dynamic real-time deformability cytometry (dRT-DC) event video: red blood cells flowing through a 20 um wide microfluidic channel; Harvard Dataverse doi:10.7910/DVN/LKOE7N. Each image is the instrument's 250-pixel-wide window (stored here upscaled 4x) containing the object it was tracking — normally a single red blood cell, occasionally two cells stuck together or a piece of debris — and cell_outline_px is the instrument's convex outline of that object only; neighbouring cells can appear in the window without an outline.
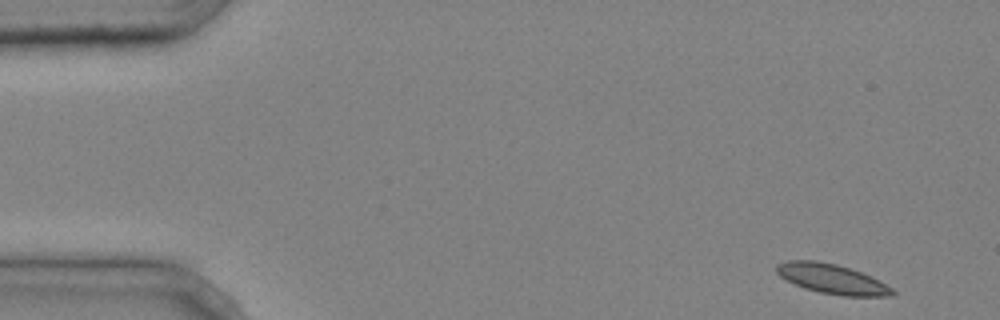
{"species": "common noctule bat (a hibernating species)", "species_latin": "Nyctalus noctula", "temperature_condition": "cold", "stored_images_in_passage": 4, "camera_frame_rate_fps": 3000, "um_per_image_px": 0.085, "animal": {"sex": "male", "body_mass_g": 20.4}, "frame": {"image": 1, "passage_image": 1, "time_ms": 0.0, "image_size_px": [1000, 320], "cell_outline_px": [[896, 292], [892, 296], [844, 296], [820, 292], [804, 288], [784, 280], [776, 272], [776, 264], [788, 260], [816, 260], [836, 264], [860, 272], [892, 288]], "centroid_in_image_um": [70.65, 23.7], "position_along_channel_um": 14.4, "area_um2": 19.88}}
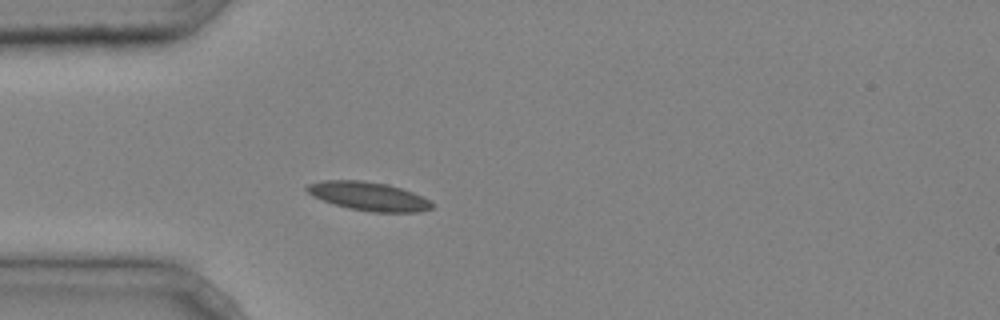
{"frame": {"image": 2, "passage_image": 4, "time_ms": 1.0, "image_size_px": [1000, 320], "cell_outline_px": [[436, 204], [432, 208], [420, 212], [372, 212], [348, 208], [312, 196], [304, 188], [308, 184], [320, 180], [364, 180], [388, 184], [412, 192]], "centroid_in_image_um": [31.33, 16.67], "position_along_channel_um": 53.7, "area_um2": 20.87}}